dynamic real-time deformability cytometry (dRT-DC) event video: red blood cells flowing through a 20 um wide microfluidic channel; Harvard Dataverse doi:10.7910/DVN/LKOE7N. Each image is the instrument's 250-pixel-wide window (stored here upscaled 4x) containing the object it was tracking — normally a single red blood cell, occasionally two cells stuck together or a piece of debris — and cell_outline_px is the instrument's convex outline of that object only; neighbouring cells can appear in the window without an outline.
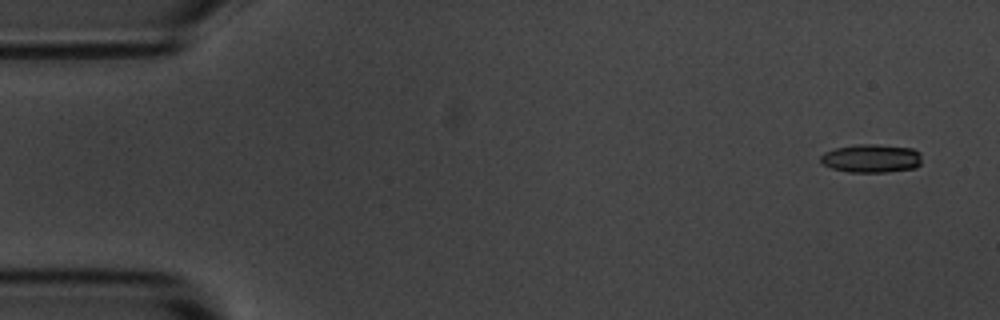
{"species": "common noctule bat (a hibernating species)", "species_latin": "Nyctalus noctula", "temperature_condition": "room temperature", "stored_images_in_passage": 4, "camera_frame_rate_fps": 3000, "um_per_image_px": 0.085, "animal": {"sex": "male", "body_mass_g": 20.1, "forearm_length_mm": 53.5}, "frame": {"image": 1, "passage_image": 1, "time_ms": 0.0, "image_size_px": [1000, 320], "cell_outline_px": [[920, 164], [916, 168], [888, 172], [848, 172], [832, 168], [824, 164], [820, 160], [820, 156], [824, 152], [836, 148], [856, 144], [876, 144], [912, 148], [920, 152]], "centroid_in_image_um": [74.07, 13.46], "position_along_channel_um": 10.9, "area_um2": 16.82}}